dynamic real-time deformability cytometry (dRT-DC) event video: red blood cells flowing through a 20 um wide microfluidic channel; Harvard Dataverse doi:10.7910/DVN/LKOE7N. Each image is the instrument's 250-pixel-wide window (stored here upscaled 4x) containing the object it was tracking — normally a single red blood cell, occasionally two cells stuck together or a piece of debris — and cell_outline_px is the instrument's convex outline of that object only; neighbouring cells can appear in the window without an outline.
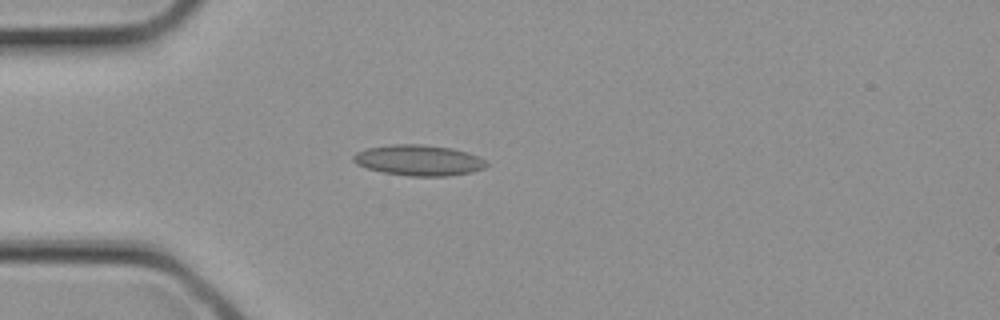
{"species": "common noctule bat (a hibernating species)", "species_latin": "Nyctalus noctula", "temperature_condition": "cold", "stored_images_in_passage": 1, "camera_frame_rate_fps": 3000, "um_per_image_px": 0.085, "animal": {"sex": "female", "body_mass_g": 21.9}, "frame": {"image": 1, "passage_image": 1, "time_ms": 0.0, "image_size_px": [1000, 320], "cell_outline_px": [[488, 164], [484, 168], [472, 172], [448, 176], [408, 176], [380, 172], [356, 164], [352, 160], [352, 156], [356, 152], [364, 148], [392, 144], [424, 144], [452, 148], [468, 152], [484, 160]], "centroid_in_image_um": [35.55, 13.62], "position_along_channel_um": 49.5, "area_um2": 24.04}}